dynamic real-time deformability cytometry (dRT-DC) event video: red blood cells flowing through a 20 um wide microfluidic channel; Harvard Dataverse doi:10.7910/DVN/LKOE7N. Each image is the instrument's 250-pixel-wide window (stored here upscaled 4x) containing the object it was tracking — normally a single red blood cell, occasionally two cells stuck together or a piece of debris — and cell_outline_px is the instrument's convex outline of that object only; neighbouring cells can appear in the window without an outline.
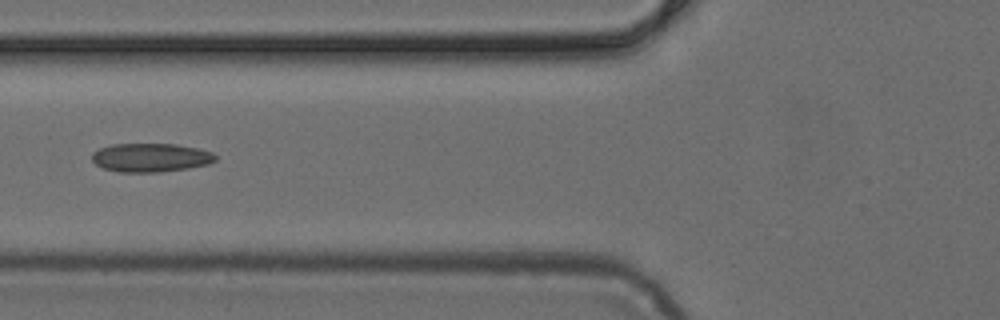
{"species": "common noctule bat (a hibernating species)", "species_latin": "Nyctalus noctula", "temperature_condition": "cold", "stored_images_in_passage": 6, "camera_frame_rate_fps": 3000, "um_per_image_px": 0.085, "animal": {"sex": "female", "body_mass_g": 24.6, "forearm_length_mm": 56.2}, "frame": {"image": 1, "passage_image": 5, "time_ms": 1.333, "image_size_px": [1000, 320], "cell_outline_px": [[216, 160], [208, 164], [188, 168], [160, 172], [120, 172], [104, 168], [96, 164], [92, 160], [92, 152], [100, 148], [112, 144], [176, 144], [196, 148], [212, 152], [216, 156]], "centroid_in_image_um": [12.8, 13.39], "position_along_channel_um": 113.0, "area_um2": 20.58}}
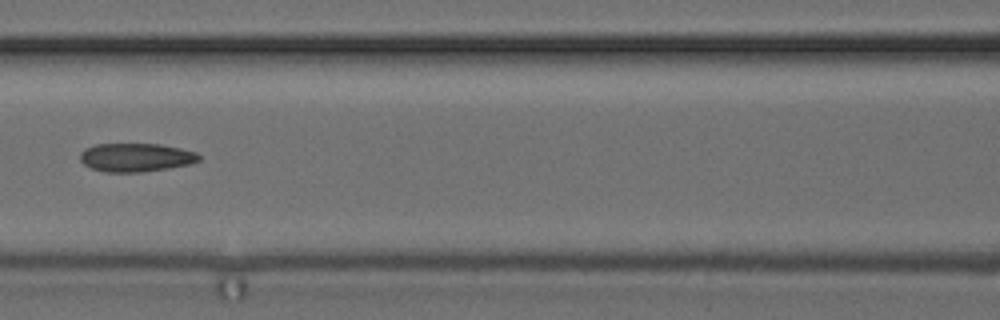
{"frame": {"image": 2, "passage_image": 6, "time_ms": 1.667, "image_size_px": [1000, 320], "cell_outline_px": [[200, 160], [192, 164], [168, 168], [140, 172], [104, 172], [92, 168], [84, 164], [80, 160], [80, 152], [84, 148], [96, 144], [160, 144], [180, 148], [196, 152], [200, 156]], "centroid_in_image_um": [11.55, 13.38], "position_along_channel_um": 155.1, "area_um2": 19.83}}